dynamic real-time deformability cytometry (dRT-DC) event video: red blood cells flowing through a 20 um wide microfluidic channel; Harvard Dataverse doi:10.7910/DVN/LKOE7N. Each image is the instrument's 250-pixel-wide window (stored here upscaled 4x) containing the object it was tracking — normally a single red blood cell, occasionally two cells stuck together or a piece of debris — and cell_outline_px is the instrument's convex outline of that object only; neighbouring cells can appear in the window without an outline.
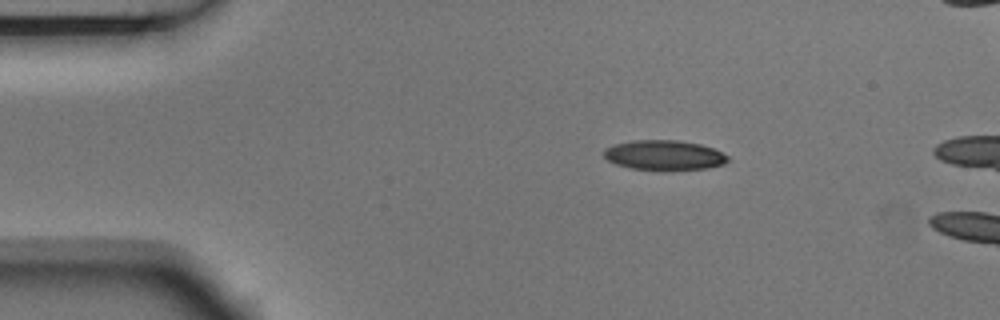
{"species": "Egyptian fruit bat (a non-hibernating species)", "species_latin": "Rousettus aegyptiacus", "temperature_condition": "room temperature", "stored_images_in_passage": 4, "camera_frame_rate_fps": 3000, "um_per_image_px": 0.085, "animal": {"sex": "male"}, "frame": {"image": 1, "passage_image": 2, "time_ms": 0.333, "image_size_px": [1000, 320], "cell_outline_px": [[728, 160], [724, 164], [708, 168], [628, 168], [616, 164], [608, 160], [604, 156], [604, 148], [612, 144], [632, 140], [676, 140], [700, 144], [712, 148], [728, 156]], "centroid_in_image_um": [56.4, 13.15], "position_along_channel_um": 28.6, "area_um2": 20.98}}